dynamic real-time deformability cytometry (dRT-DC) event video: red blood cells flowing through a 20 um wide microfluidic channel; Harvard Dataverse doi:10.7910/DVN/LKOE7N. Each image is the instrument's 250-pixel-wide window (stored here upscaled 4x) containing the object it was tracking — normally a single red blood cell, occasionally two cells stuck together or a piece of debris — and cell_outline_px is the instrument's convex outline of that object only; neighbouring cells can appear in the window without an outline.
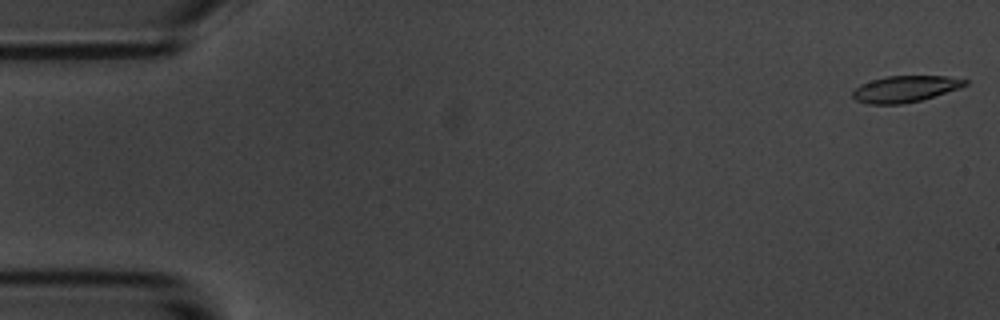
{"species": "common noctule bat (a hibernating species)", "species_latin": "Nyctalus noctula", "temperature_condition": "room temperature", "stored_images_in_passage": 56, "camera_frame_rate_fps": 3000, "um_per_image_px": 0.085, "animal": {"sex": "male", "body_mass_g": 20.1, "forearm_length_mm": 53.5}, "frame": {"image": 1, "passage_image": 1, "time_ms": 0.0, "image_size_px": [1000, 320], "cell_outline_px": [[968, 84], [960, 88], [920, 100], [900, 104], [868, 104], [856, 100], [852, 96], [852, 92], [860, 84], [872, 80], [888, 76], [944, 76], [968, 80]], "centroid_in_image_um": [76.92, 7.56], "position_along_channel_um": 8.1, "area_um2": 17.11}}
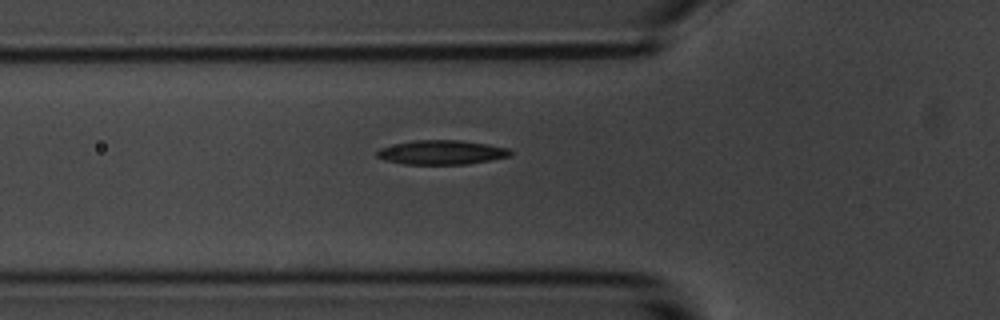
{"frame": {"image": 2, "passage_image": 19, "time_ms": 6.0, "image_size_px": [1000, 320], "cell_outline_px": [[512, 156], [468, 164], [404, 164], [384, 160], [376, 156], [376, 152], [380, 148], [396, 144], [416, 140], [460, 140], [488, 144], [508, 148], [512, 152]], "centroid_in_image_um": [37.56, 12.95], "position_along_channel_um": 88.2, "area_um2": 18.84}}
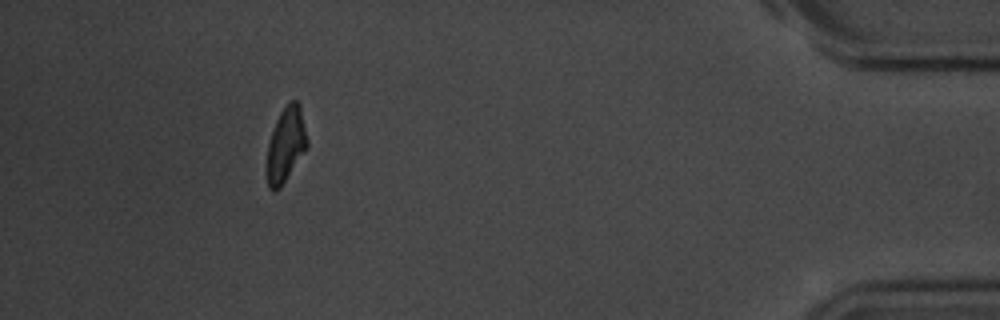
{"frame": {"image": 3, "passage_image": 51, "time_ms": 16.667, "image_size_px": [1000, 320], "cell_outline_px": [[308, 144], [280, 188], [272, 192], [268, 188], [268, 144], [276, 120], [280, 112], [288, 100], [296, 100], [300, 104], [308, 140]], "centroid_in_image_um": [24.31, 12.24], "position_along_channel_um": 410.9, "area_um2": 17.17}, "authors_computed_cell_mechanics": {"area_um2": 18.785, "velocity_mm_per_s": 3.5783, "shape_relaxation_time_tau1_ms": 3.5331, "shape_relaxation_time_tau2_ms": 8.0146, "deformation_change_tau1": 0.1276, "deformation_change_tau2": 0.1597}}